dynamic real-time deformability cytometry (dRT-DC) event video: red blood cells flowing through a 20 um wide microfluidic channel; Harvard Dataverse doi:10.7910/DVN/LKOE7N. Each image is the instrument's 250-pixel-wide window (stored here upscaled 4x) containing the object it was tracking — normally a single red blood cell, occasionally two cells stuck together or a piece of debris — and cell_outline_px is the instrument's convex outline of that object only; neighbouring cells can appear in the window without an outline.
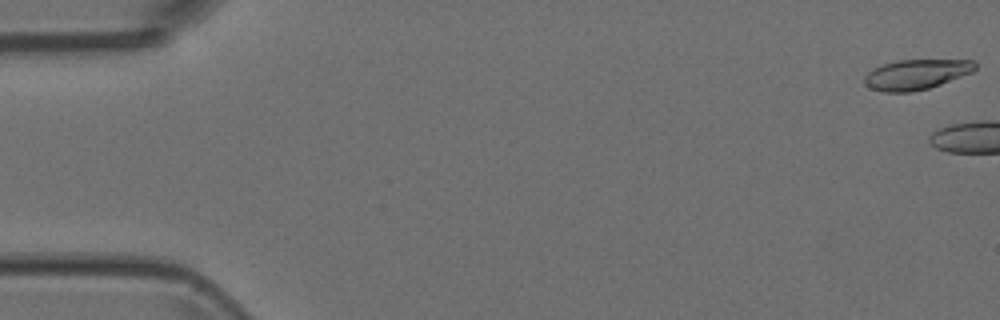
{"species": "Egyptian fruit bat (a non-hibernating species)", "species_latin": "Rousettus aegyptiacus", "temperature_condition": "room temperature", "stored_images_in_passage": 5, "camera_frame_rate_fps": 3000, "um_per_image_px": 0.085, "animal": {"sex": "female"}, "frame": {"image": 1, "passage_image": 1, "time_ms": 0.0, "image_size_px": [1000, 320], "cell_outline_px": [[976, 68], [972, 72], [940, 84], [928, 88], [912, 92], [884, 92], [872, 88], [864, 84], [864, 76], [872, 68], [896, 60], [972, 60], [976, 64]], "centroid_in_image_um": [77.85, 6.32], "position_along_channel_um": 7.2, "area_um2": 19.31}}